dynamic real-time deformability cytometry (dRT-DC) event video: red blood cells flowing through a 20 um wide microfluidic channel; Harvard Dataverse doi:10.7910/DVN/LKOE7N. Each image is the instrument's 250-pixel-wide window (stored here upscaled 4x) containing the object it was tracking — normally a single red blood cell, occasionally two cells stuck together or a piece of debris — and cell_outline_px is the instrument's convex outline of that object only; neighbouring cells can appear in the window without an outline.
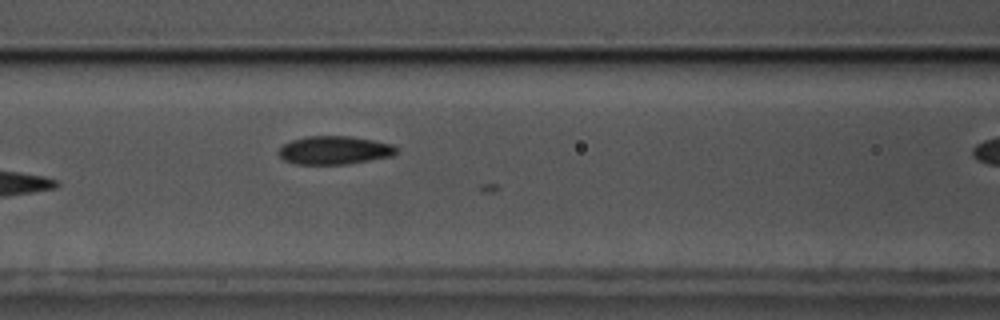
{"species": "common noctule bat (a hibernating species)", "species_latin": "Nyctalus noctula", "temperature_condition": "cold", "stored_images_in_passage": 18, "camera_frame_rate_fps": 3000, "um_per_image_px": 0.085, "animal": {"sex": "male", "body_mass_g": 17.5, "forearm_length_mm": 52.3}, "frame": {"image": 1, "passage_image": 17, "time_ms": 5.333, "image_size_px": [1000, 320], "cell_outline_px": [[396, 152], [392, 156], [344, 164], [296, 164], [284, 160], [280, 156], [280, 148], [284, 144], [292, 140], [308, 136], [348, 136], [372, 140], [392, 144], [396, 148]], "centroid_in_image_um": [28.41, 12.76], "position_along_channel_um": 138.2, "area_um2": 19.07}}